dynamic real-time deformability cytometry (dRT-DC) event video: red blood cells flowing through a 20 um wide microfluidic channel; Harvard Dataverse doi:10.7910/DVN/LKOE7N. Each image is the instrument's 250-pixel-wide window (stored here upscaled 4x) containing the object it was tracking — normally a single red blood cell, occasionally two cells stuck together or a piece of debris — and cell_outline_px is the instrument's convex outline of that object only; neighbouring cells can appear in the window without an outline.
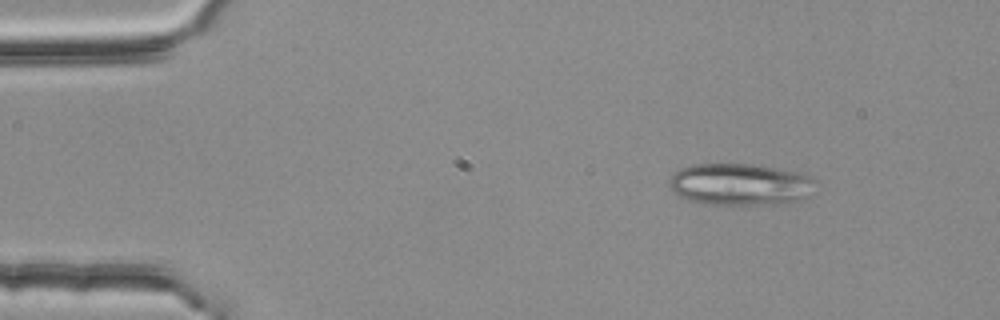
{"species": "common noctule bat (a hibernating species)", "species_latin": "Nyctalus noctula", "temperature_condition": "room temperature", "stored_images_in_passage": 51, "camera_frame_rate_fps": 3000, "um_per_image_px": 0.085, "animal": {"sex": "female", "body_mass_g": 25.1}, "frame": {"image": 1, "passage_image": 4, "time_ms": 1.0, "image_size_px": [1000, 320], "cell_outline_px": [[816, 180], [808, 196], [800, 200], [764, 204], [712, 204], [688, 200], [676, 196], [672, 192], [668, 184], [668, 180], [680, 168], [692, 164], [752, 164], [776, 168], [808, 176]], "centroid_in_image_um": [62.82, 15.67], "position_along_channel_um": 22.2, "area_um2": 35.32}}
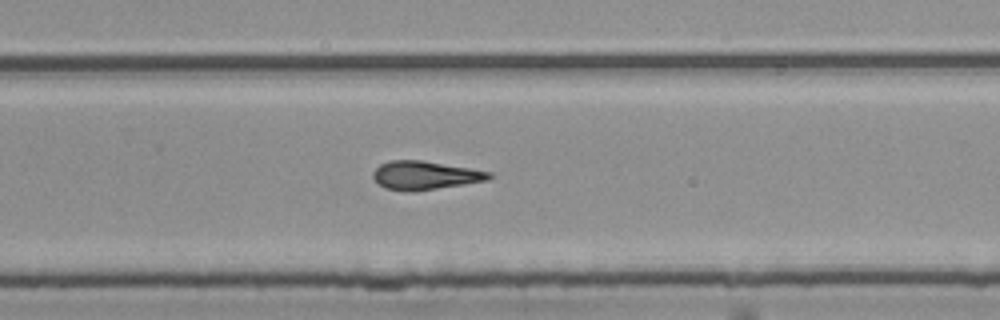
{"frame": {"image": 2, "passage_image": 32, "time_ms": 10.333, "image_size_px": [1000, 320], "cell_outline_px": [[492, 176], [488, 180], [464, 184], [412, 192], [384, 188], [372, 176], [372, 172], [380, 164], [388, 160], [420, 160], [492, 172]], "centroid_in_image_um": [36.1, 14.9], "position_along_channel_um": 293.7, "area_um2": 19.13}}
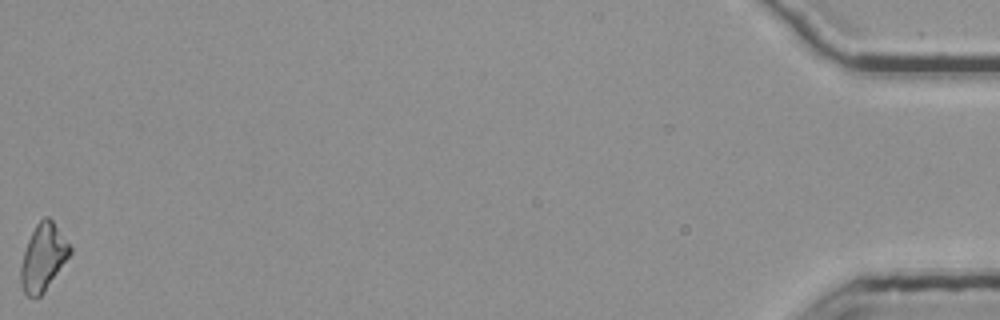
{"frame": {"image": 3, "passage_image": 51, "time_ms": 16.667, "image_size_px": [1000, 320], "cell_outline_px": [[72, 252], [44, 292], [40, 296], [28, 296], [24, 292], [20, 280], [20, 268], [24, 252], [28, 240], [36, 224], [44, 216], [48, 216], [52, 220], [72, 248]], "centroid_in_image_um": [3.67, 21.86], "position_along_channel_um": 431.5, "area_um2": 18.84}, "authors_computed_cell_mechanics": {"area_um2": 19.2474, "velocity_mm_per_s": 3.786, "shape_relaxation_time_tau1_ms": null, "shape_relaxation_time_tau2_ms": 4.0585, "deformation_change_tau1": null, "deformation_change_tau2": 0.15}}